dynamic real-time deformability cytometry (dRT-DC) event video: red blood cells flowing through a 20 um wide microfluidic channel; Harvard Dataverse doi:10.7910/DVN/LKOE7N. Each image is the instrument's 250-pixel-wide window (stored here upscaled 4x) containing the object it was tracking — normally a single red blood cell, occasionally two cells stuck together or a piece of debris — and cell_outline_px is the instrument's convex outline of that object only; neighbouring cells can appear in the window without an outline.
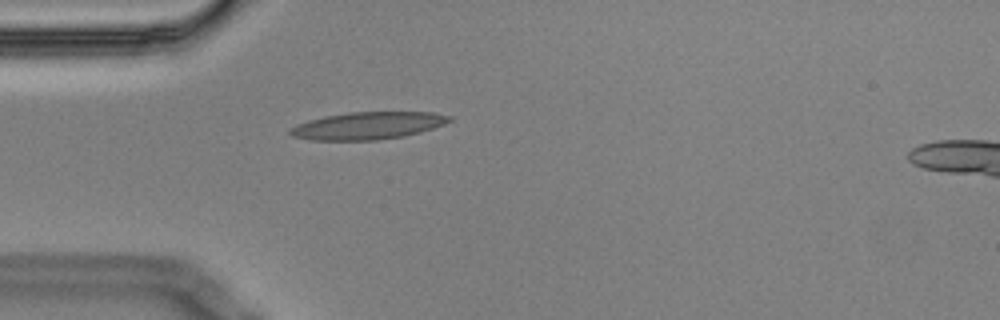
{"species": "Egyptian fruit bat (a non-hibernating species)", "species_latin": "Rousettus aegyptiacus", "temperature_condition": "cold", "stored_images_in_passage": 5, "camera_frame_rate_fps": 3000, "um_per_image_px": 0.085, "animal": {"sex": "male"}, "frame": {"image": 1, "passage_image": 5, "time_ms": 1.333, "image_size_px": [1000, 320], "cell_outline_px": [[452, 120], [444, 124], [420, 132], [404, 136], [376, 140], [308, 140], [292, 136], [288, 132], [288, 128], [296, 124], [308, 120], [324, 116], [348, 112], [432, 112], [452, 116]], "centroid_in_image_um": [31.22, 10.68], "position_along_channel_um": 53.8, "area_um2": 25.55}}